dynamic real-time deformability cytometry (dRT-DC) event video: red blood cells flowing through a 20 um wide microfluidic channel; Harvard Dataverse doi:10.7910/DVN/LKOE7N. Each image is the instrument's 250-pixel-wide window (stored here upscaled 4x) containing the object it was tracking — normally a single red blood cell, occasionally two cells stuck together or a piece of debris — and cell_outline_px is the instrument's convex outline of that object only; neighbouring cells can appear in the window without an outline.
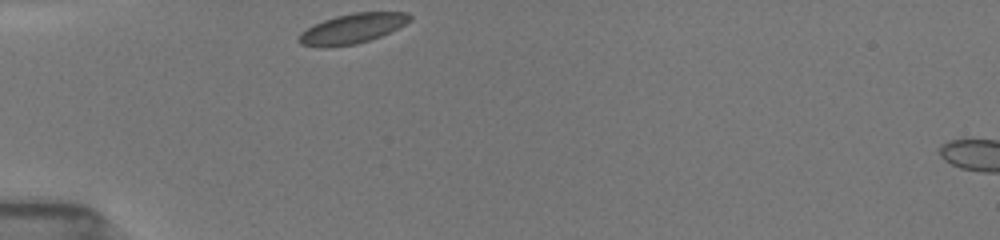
{"species": "common noctule bat (a hibernating species)", "species_latin": "Nyctalus noctula", "temperature_condition": "room temperature", "stored_images_in_passage": 27, "camera_frame_rate_fps": 3000, "um_per_image_px": 0.085, "animal": {"sex": "female", "body_mass_g": 19.5, "forearm_length_mm": 54.1}, "frame": {"image": 1, "passage_image": 1, "time_ms": 0.0, "image_size_px": [1000, 240], "cell_outline_px": [[412, 20], [380, 36], [356, 44], [324, 48], [320, 48], [300, 44], [296, 40], [300, 32], [324, 20], [336, 16], [356, 12], [408, 12], [412, 16]], "centroid_in_image_um": [29.91, 2.44], "position_along_channel_um": 55.1, "area_um2": 19.25}}
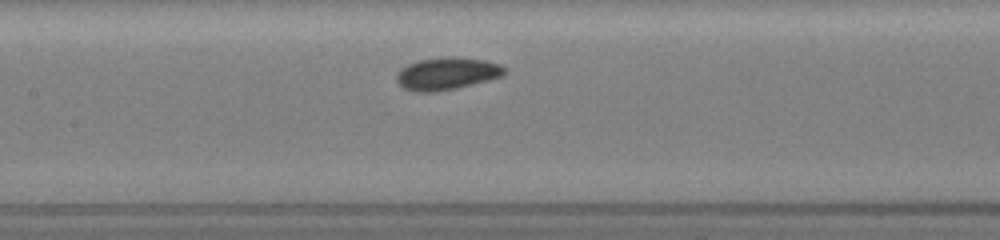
{"frame": {"image": 2, "passage_image": 7, "time_ms": 3.333, "image_size_px": [1000, 240], "cell_outline_px": [[508, 72], [500, 76], [488, 80], [456, 88], [436, 92], [416, 92], [404, 88], [396, 80], [396, 76], [400, 68], [408, 64], [420, 60], [448, 56], [452, 56], [484, 60], [500, 64]], "centroid_in_image_um": [37.97, 6.25], "position_along_channel_um": 169.4, "area_um2": 20.29}}
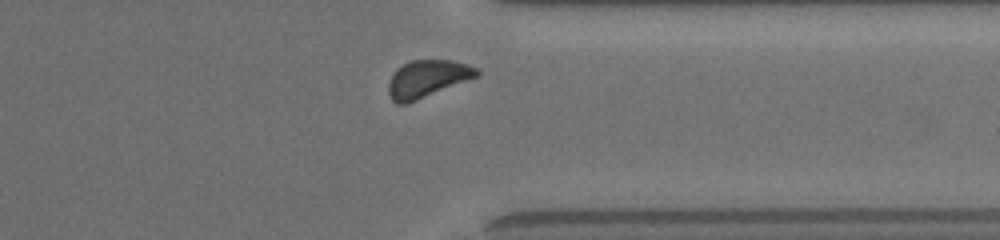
{"frame": {"image": 3, "passage_image": 24, "time_ms": 8.667, "image_size_px": [1000, 240], "cell_outline_px": [[480, 76], [408, 104], [396, 104], [392, 100], [388, 92], [388, 84], [396, 68], [412, 60], [452, 60], [468, 64], [480, 68]], "centroid_in_image_um": [36.36, 6.7], "position_along_channel_um": 375.0, "area_um2": 19.54}, "authors_computed_cell_mechanics": {"area_um2": 19.3052, "velocity_mm_per_s": 3.8706, "shape_relaxation_time_tau1_ms": 0.8294, "shape_relaxation_time_tau2_ms": null, "deformation_change_tau1": 0.0372, "deformation_change_tau2": null}}